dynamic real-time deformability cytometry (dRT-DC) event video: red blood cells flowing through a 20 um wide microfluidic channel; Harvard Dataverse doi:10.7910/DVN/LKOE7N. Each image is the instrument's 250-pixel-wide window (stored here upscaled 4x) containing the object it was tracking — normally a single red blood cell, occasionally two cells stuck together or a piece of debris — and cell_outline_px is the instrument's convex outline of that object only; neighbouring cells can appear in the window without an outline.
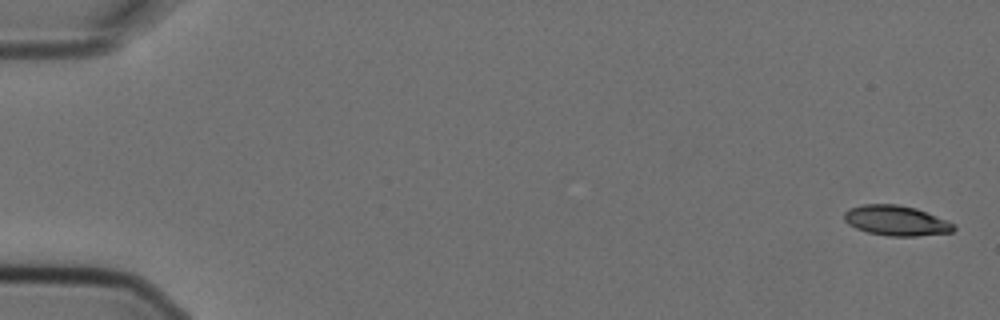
{"species": "Egyptian fruit bat (a non-hibernating species)", "species_latin": "Rousettus aegyptiacus", "temperature_condition": "cold", "stored_images_in_passage": 11, "camera_frame_rate_fps": 3000, "um_per_image_px": 0.085, "animal": {"sex": "female"}, "frame": {"image": 1, "passage_image": 1, "time_ms": 0.0, "image_size_px": [1000, 320], "cell_outline_px": [[956, 228], [952, 232], [916, 236], [888, 236], [868, 232], [856, 228], [848, 224], [844, 220], [844, 212], [848, 208], [864, 204], [896, 204], [916, 208], [948, 220], [956, 224]], "centroid_in_image_um": [76.19, 18.75], "position_along_channel_um": 8.8, "area_um2": 19.36}}
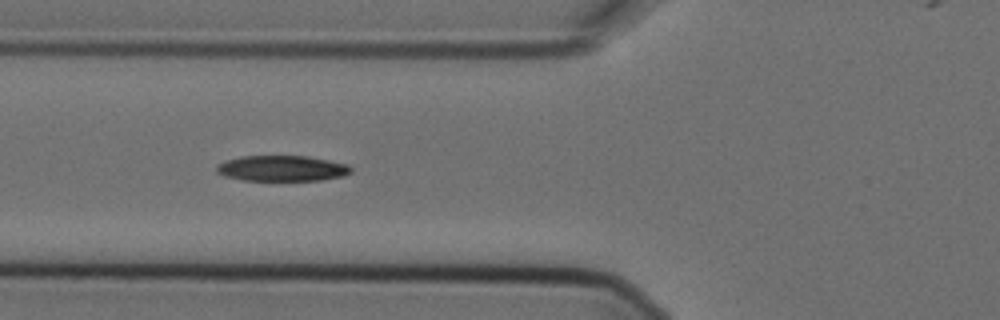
{"frame": {"image": 2, "passage_image": 6, "time_ms": 1.667, "image_size_px": [1000, 320], "cell_outline_px": [[352, 172], [344, 176], [320, 180], [244, 180], [224, 176], [216, 172], [216, 164], [224, 160], [240, 156], [308, 156], [348, 164], [352, 168]], "centroid_in_image_um": [23.95, 14.3], "position_along_channel_um": 101.9, "area_um2": 20.23}}
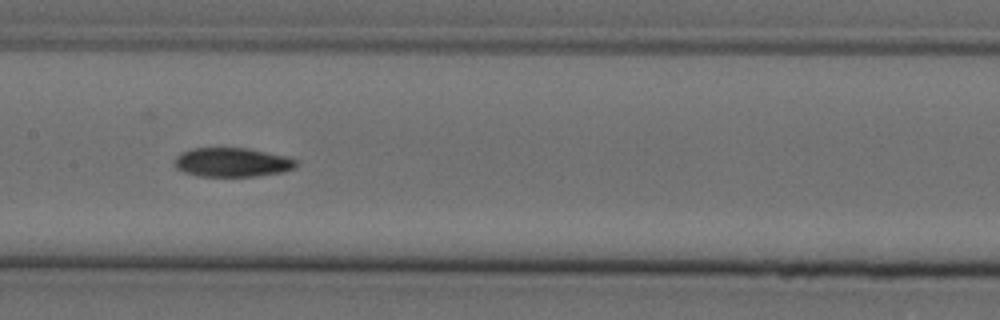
{"frame": {"image": 3, "passage_image": 8, "time_ms": 2.333, "image_size_px": [1000, 320], "cell_outline_px": [[296, 168], [284, 172], [256, 176], [200, 176], [184, 172], [176, 168], [176, 156], [180, 152], [192, 148], [248, 148], [284, 156], [296, 160]], "centroid_in_image_um": [19.73, 13.8], "position_along_channel_um": 187.7, "area_um2": 20.52}}